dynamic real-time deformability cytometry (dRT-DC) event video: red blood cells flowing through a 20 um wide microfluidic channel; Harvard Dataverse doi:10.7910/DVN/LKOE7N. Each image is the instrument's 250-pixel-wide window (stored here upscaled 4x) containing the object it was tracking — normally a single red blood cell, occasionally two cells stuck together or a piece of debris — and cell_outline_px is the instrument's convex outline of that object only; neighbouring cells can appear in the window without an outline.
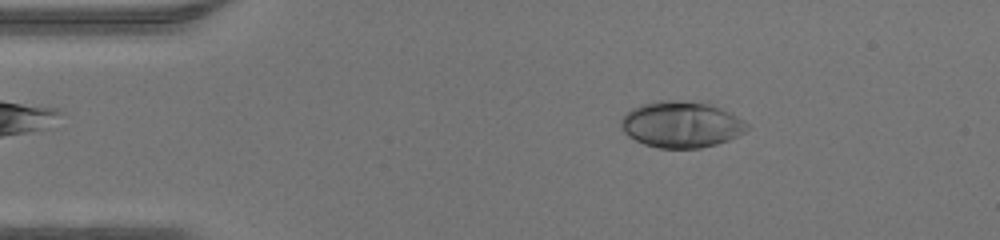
{"species": "human", "species_latin": "Homo sapiens", "temperature_condition": "warm", "stored_images_in_passage": 45, "camera_frame_rate_fps": 3000, "um_per_image_px": 0.085, "donor": {"sex": "male"}, "frame": {"image": 1, "passage_image": 7, "time_ms": 2.0, "image_size_px": [1000, 240], "cell_outline_px": [[748, 128], [744, 132], [728, 140], [716, 144], [700, 148], [660, 148], [644, 144], [628, 136], [620, 128], [620, 120], [624, 112], [640, 104], [660, 100], [708, 100], [744, 120], [748, 124]], "centroid_in_image_um": [57.9, 10.54], "position_along_channel_um": 27.1, "area_um2": 34.74}}
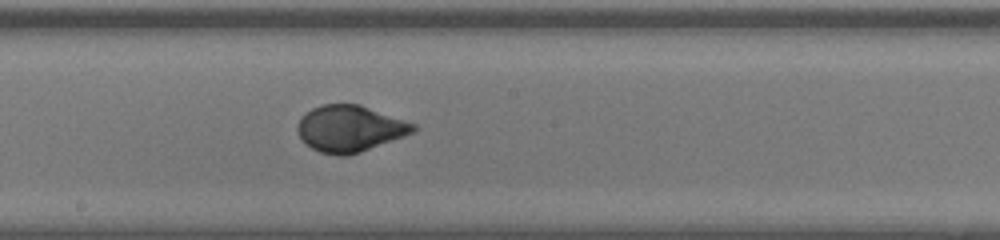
{"frame": {"image": 2, "passage_image": 24, "time_ms": 7.667, "image_size_px": [1000, 240], "cell_outline_px": [[416, 132], [360, 152], [348, 156], [336, 156], [320, 152], [312, 148], [300, 136], [296, 128], [300, 120], [312, 108], [320, 104], [360, 104], [416, 124]], "centroid_in_image_um": [29.77, 10.93], "position_along_channel_um": 218.4, "area_um2": 31.15}}
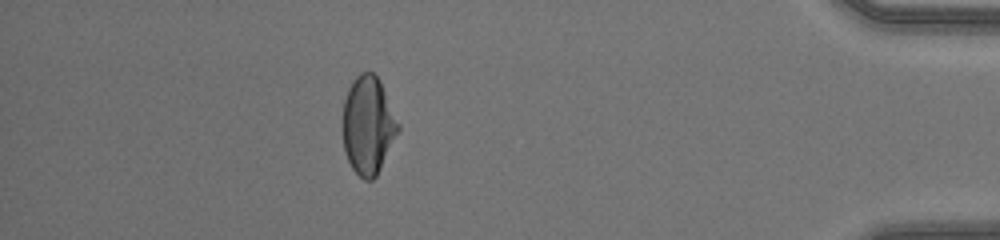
{"frame": {"image": 3, "passage_image": 40, "time_ms": 13.0, "image_size_px": [1000, 240], "cell_outline_px": [[400, 128], [376, 176], [372, 180], [364, 180], [352, 168], [344, 152], [340, 128], [340, 124], [344, 100], [348, 88], [352, 80], [360, 72], [372, 72], [380, 80], [400, 124]], "centroid_in_image_um": [31.24, 10.63], "position_along_channel_um": 404.0, "area_um2": 32.14}}